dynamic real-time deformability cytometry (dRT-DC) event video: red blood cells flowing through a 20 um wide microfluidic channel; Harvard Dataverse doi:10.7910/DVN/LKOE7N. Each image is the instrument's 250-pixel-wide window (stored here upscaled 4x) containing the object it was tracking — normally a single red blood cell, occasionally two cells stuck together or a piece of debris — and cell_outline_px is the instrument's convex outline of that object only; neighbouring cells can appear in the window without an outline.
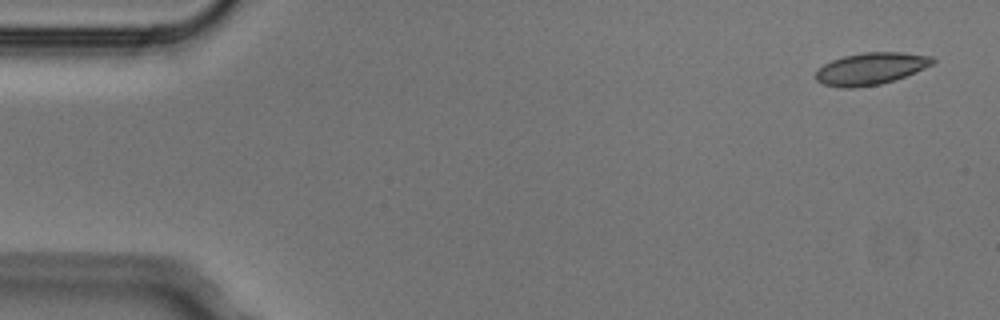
{"species": "Egyptian fruit bat (a non-hibernating species)", "species_latin": "Rousettus aegyptiacus", "temperature_condition": "cold", "stored_images_in_passage": 4, "camera_frame_rate_fps": 3000, "um_per_image_px": 0.085, "animal": {"sex": "male"}, "frame": {"image": 1, "passage_image": 1, "time_ms": 0.0, "image_size_px": [1000, 320], "cell_outline_px": [[936, 60], [932, 64], [916, 72], [880, 84], [852, 88], [840, 88], [824, 84], [816, 80], [816, 72], [824, 64], [832, 60], [844, 56], [864, 52], [900, 52], [932, 56]], "centroid_in_image_um": [74.01, 5.83], "position_along_channel_um": 11.0, "area_um2": 21.62}}
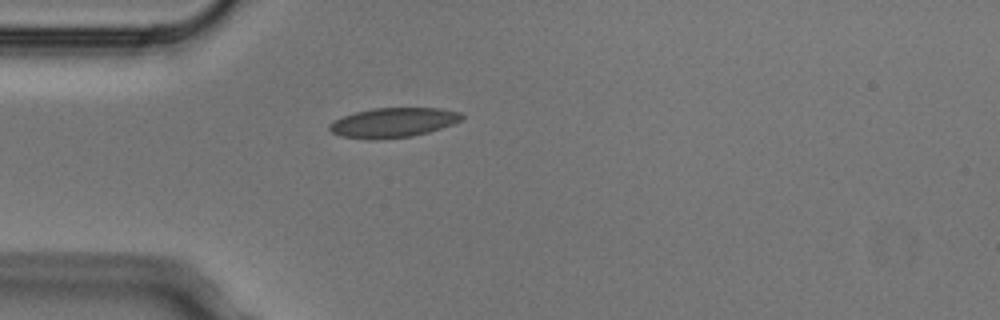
{"frame": {"image": 2, "passage_image": 4, "time_ms": 1.0, "image_size_px": [1000, 320], "cell_outline_px": [[464, 116], [460, 120], [452, 124], [428, 132], [412, 136], [376, 140], [368, 140], [340, 136], [332, 132], [328, 128], [328, 124], [344, 116], [356, 112], [372, 108], [440, 108], [460, 112]], "centroid_in_image_um": [33.4, 10.43], "position_along_channel_um": 51.6, "area_um2": 22.83}}